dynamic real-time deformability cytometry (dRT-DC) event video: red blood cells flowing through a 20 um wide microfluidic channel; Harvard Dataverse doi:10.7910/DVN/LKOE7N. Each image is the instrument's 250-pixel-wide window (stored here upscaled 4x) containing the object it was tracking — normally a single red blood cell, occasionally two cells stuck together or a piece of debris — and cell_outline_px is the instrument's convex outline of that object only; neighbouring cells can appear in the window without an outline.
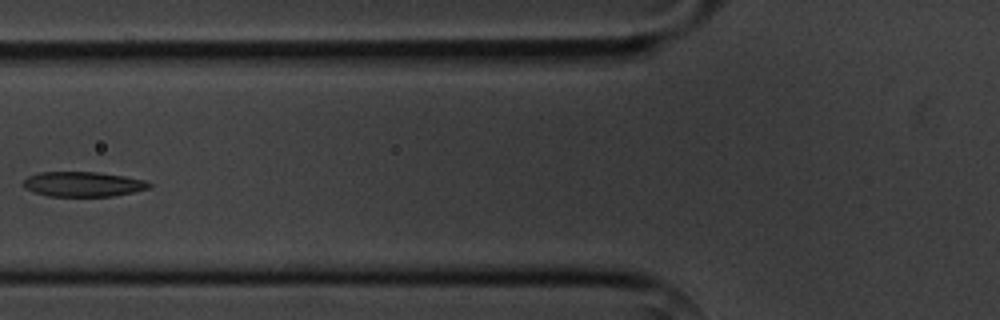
{"species": "common noctule bat (a hibernating species)", "species_latin": "Nyctalus noctula", "temperature_condition": "cold", "stored_images_in_passage": 6, "camera_frame_rate_fps": 3000, "um_per_image_px": 0.085, "animal": {"sex": "male", "body_mass_g": 20.1, "forearm_length_mm": 53.5}, "frame": {"image": 1, "passage_image": 5, "time_ms": 4.667, "image_size_px": [1000, 320], "cell_outline_px": [[152, 184], [148, 188], [132, 192], [112, 196], [48, 196], [24, 188], [24, 180], [28, 176], [40, 172], [100, 172], [124, 176], [144, 180]], "centroid_in_image_um": [7.05, 15.65], "position_along_channel_um": 118.7, "area_um2": 18.09}}
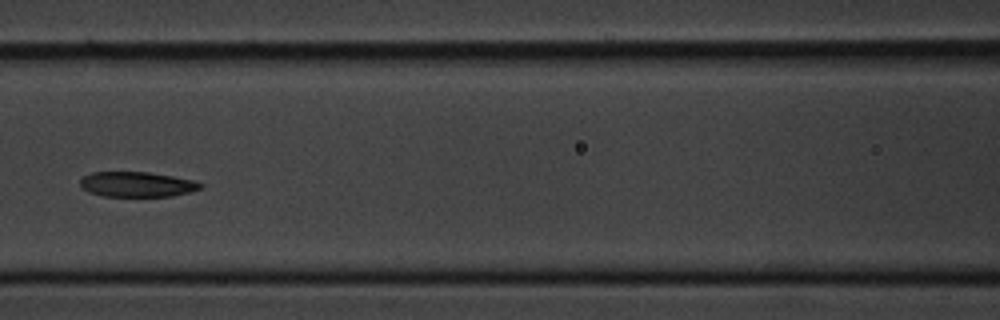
{"frame": {"image": 2, "passage_image": 6, "time_ms": 5.667, "image_size_px": [1000, 320], "cell_outline_px": [[204, 188], [172, 196], [104, 196], [88, 192], [80, 188], [80, 180], [84, 176], [92, 172], [148, 172], [172, 176], [192, 180], [204, 184]], "centroid_in_image_um": [11.63, 15.67], "position_along_channel_um": 155.0, "area_um2": 17.63}}